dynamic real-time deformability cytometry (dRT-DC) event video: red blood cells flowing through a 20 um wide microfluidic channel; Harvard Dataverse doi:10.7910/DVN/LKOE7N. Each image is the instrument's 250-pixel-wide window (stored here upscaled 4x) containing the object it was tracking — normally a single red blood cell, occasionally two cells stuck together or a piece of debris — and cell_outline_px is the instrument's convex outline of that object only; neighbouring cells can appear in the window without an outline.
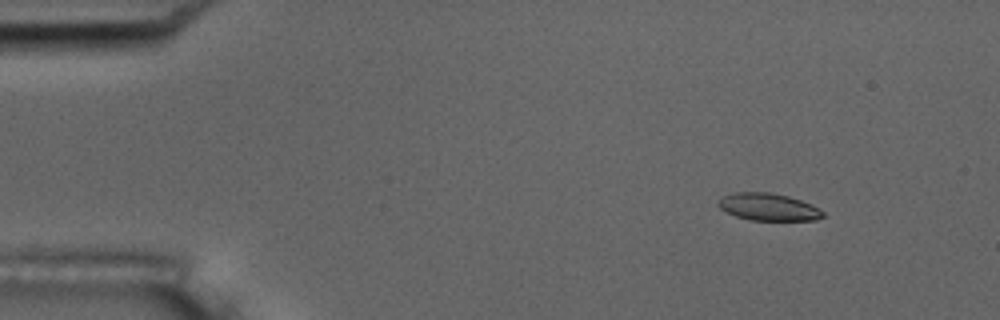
{"species": "common noctule bat (a hibernating species)", "species_latin": "Nyctalus noctula", "temperature_condition": "room temperature", "stored_images_in_passage": 4, "camera_frame_rate_fps": 3000, "um_per_image_px": 0.085, "animal": {"sex": "male", "body_mass_g": 17.5, "forearm_length_mm": 52.3}, "frame": {"image": 1, "passage_image": 2, "time_ms": 0.333, "image_size_px": [1000, 320], "cell_outline_px": [[824, 216], [816, 220], [752, 220], [736, 216], [720, 208], [716, 204], [724, 196], [736, 192], [772, 192], [788, 196], [812, 204], [824, 212]], "centroid_in_image_um": [65.34, 17.59], "position_along_channel_um": 19.7, "area_um2": 16.53}}